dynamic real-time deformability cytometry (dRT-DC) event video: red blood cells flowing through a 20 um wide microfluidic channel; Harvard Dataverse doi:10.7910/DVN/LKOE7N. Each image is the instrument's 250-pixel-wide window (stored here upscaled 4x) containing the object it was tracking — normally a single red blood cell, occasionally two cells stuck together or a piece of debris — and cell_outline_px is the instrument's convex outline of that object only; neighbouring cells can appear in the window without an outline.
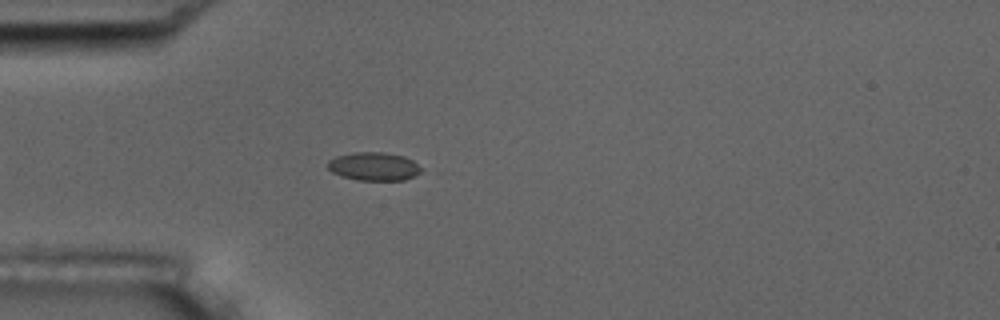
{"species": "common noctule bat (a hibernating species)", "species_latin": "Nyctalus noctula", "temperature_condition": "room temperature", "stored_images_in_passage": 2, "camera_frame_rate_fps": 3000, "um_per_image_px": 0.085, "animal": {"sex": "male", "body_mass_g": 17.5, "forearm_length_mm": 52.3}, "frame": {"image": 1, "passage_image": 2, "time_ms": 1.0, "image_size_px": [1000, 320], "cell_outline_px": [[424, 168], [420, 172], [404, 180], [356, 180], [332, 172], [328, 168], [328, 160], [336, 156], [352, 152], [384, 152], [404, 156], [412, 160]], "centroid_in_image_um": [31.79, 14.13], "position_along_channel_um": 53.2, "area_um2": 15.43}}